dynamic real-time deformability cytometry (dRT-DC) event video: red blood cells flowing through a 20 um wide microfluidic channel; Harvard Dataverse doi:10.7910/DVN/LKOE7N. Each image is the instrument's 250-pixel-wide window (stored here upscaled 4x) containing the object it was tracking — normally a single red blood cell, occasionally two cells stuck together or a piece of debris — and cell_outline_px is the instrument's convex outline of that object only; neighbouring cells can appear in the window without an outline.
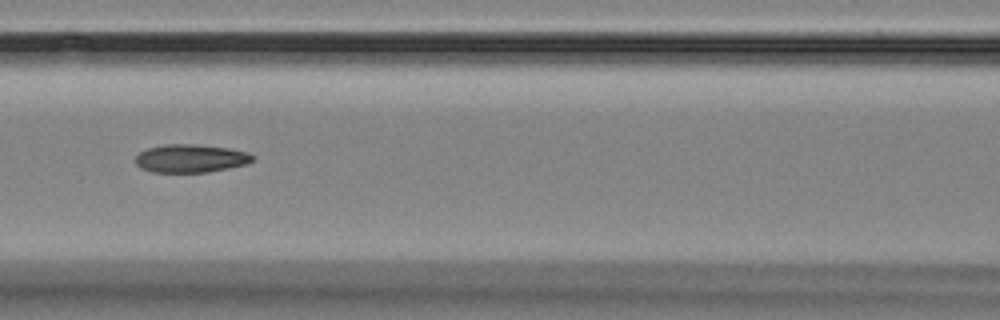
{"species": "Egyptian fruit bat (a non-hibernating species)", "species_latin": "Rousettus aegyptiacus", "temperature_condition": "room temperature", "stored_images_in_passage": 17, "camera_frame_rate_fps": 3000, "um_per_image_px": 0.085, "animal": {"sex": "female"}, "frame": {"image": 1, "passage_image": 8, "time_ms": 8.0, "image_size_px": [1000, 320], "cell_outline_px": [[256, 156], [248, 164], [208, 172], [152, 172], [140, 168], [136, 164], [136, 156], [140, 152], [148, 148], [164, 144], [192, 144], [228, 148], [248, 152]], "centroid_in_image_um": [16.22, 13.46], "position_along_channel_um": 150.4, "area_um2": 19.25}}
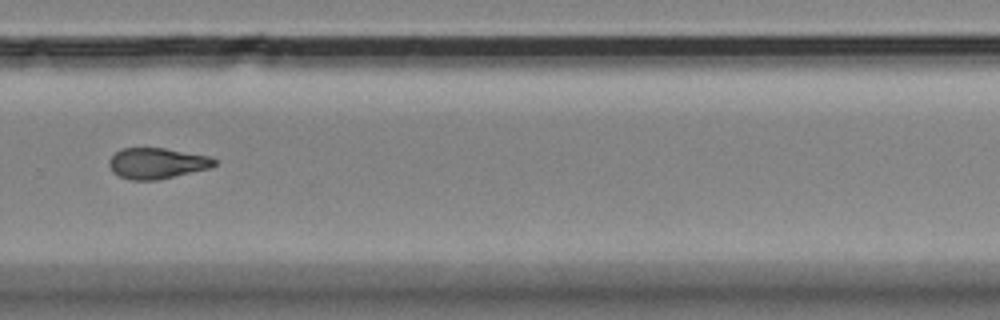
{"frame": {"image": 2, "passage_image": 12, "time_ms": 12.667, "image_size_px": [1000, 320], "cell_outline_px": [[216, 164], [212, 168], [156, 180], [132, 180], [120, 176], [112, 172], [108, 164], [108, 160], [120, 148], [164, 148], [208, 156], [216, 160]], "centroid_in_image_um": [13.32, 13.88], "position_along_channel_um": 316.5, "area_um2": 18.9}}
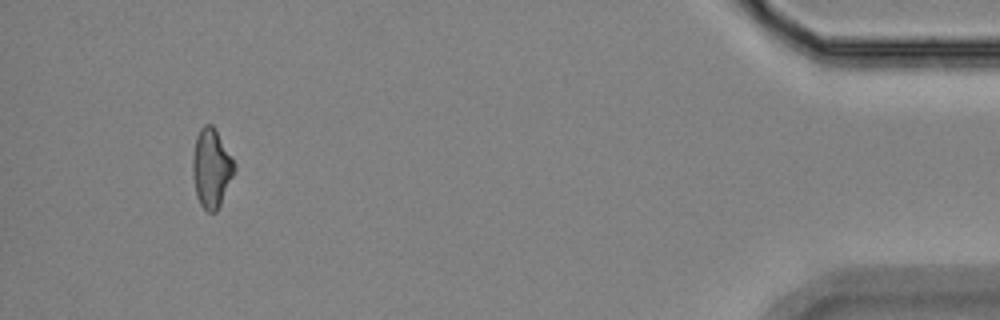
{"frame": {"image": 3, "passage_image": 16, "time_ms": 17.333, "image_size_px": [1000, 320], "cell_outline_px": [[236, 168], [220, 204], [216, 212], [208, 212], [200, 204], [196, 196], [192, 172], [192, 156], [196, 136], [200, 128], [204, 124], [212, 124], [236, 164]], "centroid_in_image_um": [17.95, 14.28], "position_along_channel_um": 417.3, "area_um2": 19.07}, "authors_computed_cell_mechanics": {"area_um2": 19.074, "velocity_mm_per_s": 3.5752, "shape_relaxation_time_tau1_ms": 3.0448, "shape_relaxation_time_tau2_ms": 3.7898, "deformation_change_tau1": 0.1101, "deformation_change_tau2": 0.1094}}